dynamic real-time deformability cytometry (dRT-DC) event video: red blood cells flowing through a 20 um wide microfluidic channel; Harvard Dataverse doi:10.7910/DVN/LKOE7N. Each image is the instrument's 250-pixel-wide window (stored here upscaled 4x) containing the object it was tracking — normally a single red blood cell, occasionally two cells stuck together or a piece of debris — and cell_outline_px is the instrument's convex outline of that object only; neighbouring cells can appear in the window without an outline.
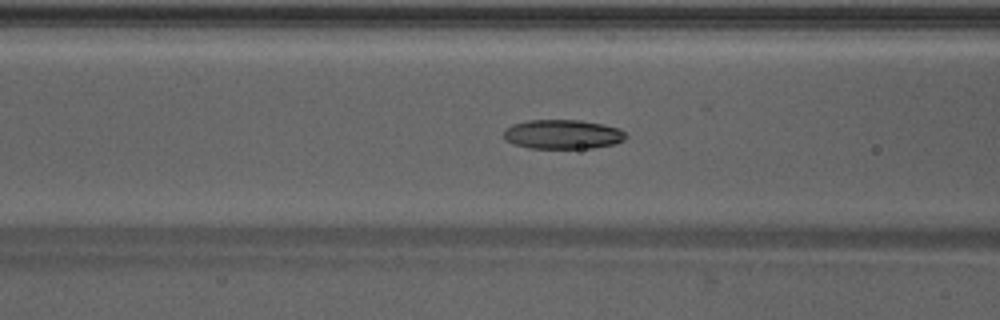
{"species": "Egyptian fruit bat (a non-hibernating species)", "species_latin": "Rousettus aegyptiacus", "temperature_condition": "warm", "stored_images_in_passage": 45, "camera_frame_rate_fps": 3000, "um_per_image_px": 0.085, "animal": {"sex": "male"}, "frame": {"image": 1, "passage_image": 20, "time_ms": 6.333, "image_size_px": [1000, 320], "cell_outline_px": [[628, 136], [624, 140], [616, 144], [592, 148], [528, 148], [512, 144], [504, 140], [504, 132], [512, 124], [528, 120], [580, 120], [604, 124], [620, 128]], "centroid_in_image_um": [47.85, 11.42], "position_along_channel_um": 118.7, "area_um2": 21.1}}
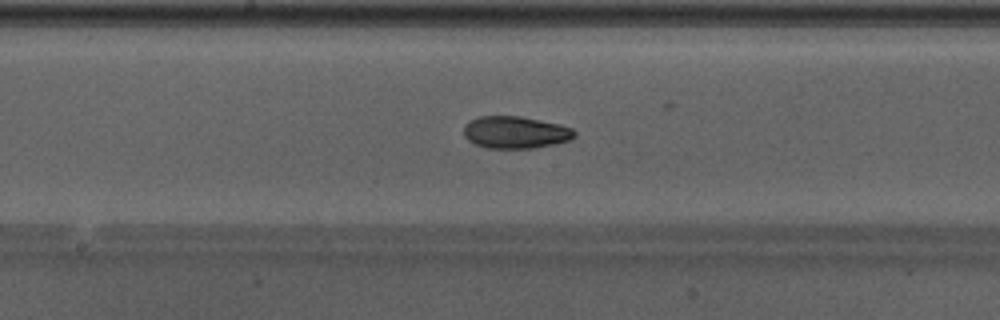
{"frame": {"image": 2, "passage_image": 26, "time_ms": 8.333, "image_size_px": [1000, 320], "cell_outline_px": [[576, 136], [568, 140], [552, 144], [532, 148], [488, 148], [476, 144], [468, 140], [464, 136], [464, 124], [480, 116], [520, 116], [560, 124], [572, 128], [576, 132]], "centroid_in_image_um": [43.8, 11.24], "position_along_channel_um": 204.4, "area_um2": 20.63}}
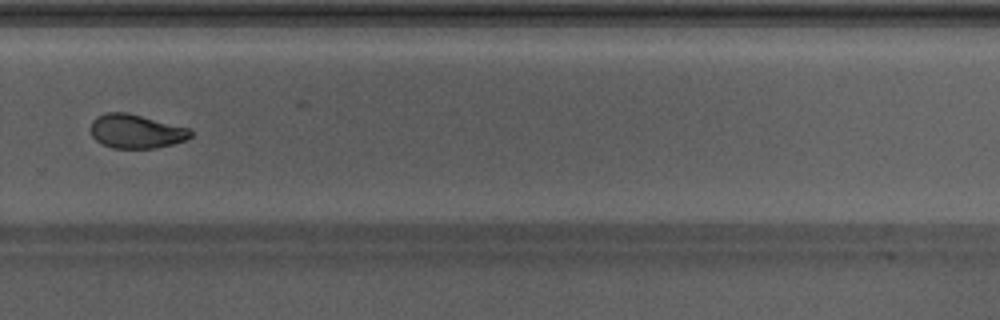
{"frame": {"image": 3, "passage_image": 34, "time_ms": 11.0, "image_size_px": [1000, 320], "cell_outline_px": [[192, 136], [184, 140], [172, 144], [156, 148], [112, 148], [96, 140], [92, 136], [88, 128], [92, 120], [96, 116], [108, 112], [128, 112], [192, 128]], "centroid_in_image_um": [11.56, 11.14], "position_along_channel_um": 318.2, "area_um2": 20.11}}